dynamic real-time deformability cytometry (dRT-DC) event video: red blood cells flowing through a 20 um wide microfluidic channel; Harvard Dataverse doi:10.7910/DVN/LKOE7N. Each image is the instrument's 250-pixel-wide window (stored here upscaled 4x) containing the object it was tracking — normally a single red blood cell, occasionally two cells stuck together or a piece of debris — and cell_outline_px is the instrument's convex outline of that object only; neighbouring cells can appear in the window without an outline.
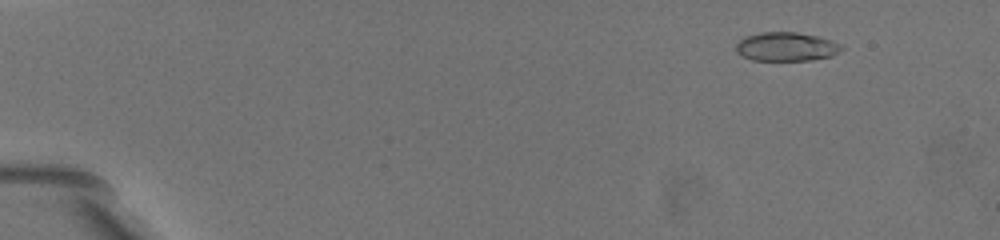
{"species": "common noctule bat (a hibernating species)", "species_latin": "Nyctalus noctula", "temperature_condition": "warm", "stored_images_in_passage": 39, "camera_frame_rate_fps": 3000, "um_per_image_px": 0.085, "animal": {"sex": "female", "body_mass_g": 19.5, "forearm_length_mm": 54.1}, "frame": {"image": 1, "passage_image": 6, "time_ms": 2.0, "image_size_px": [1000, 240], "cell_outline_px": [[844, 48], [832, 56], [808, 60], [752, 60], [740, 56], [736, 52], [736, 44], [740, 40], [748, 36], [760, 32], [796, 32], [816, 36], [844, 44]], "centroid_in_image_um": [66.84, 3.97], "position_along_channel_um": 18.2, "area_um2": 17.74}}
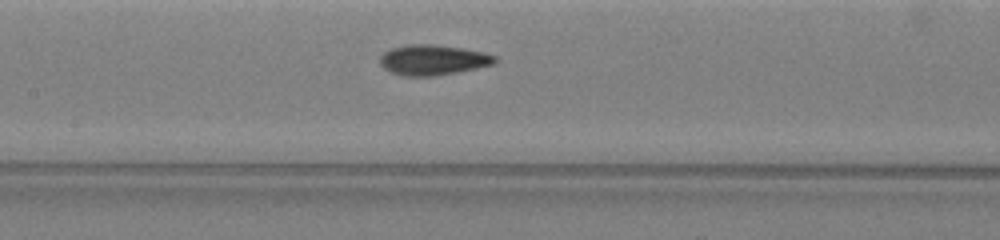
{"frame": {"image": 2, "passage_image": 22, "time_ms": 10.0, "image_size_px": [1000, 240], "cell_outline_px": [[496, 64], [436, 76], [404, 76], [392, 72], [384, 68], [380, 64], [380, 56], [384, 52], [392, 48], [408, 44], [436, 44], [484, 52], [496, 56]], "centroid_in_image_um": [36.8, 5.09], "position_along_channel_um": 170.6, "area_um2": 20.29}}
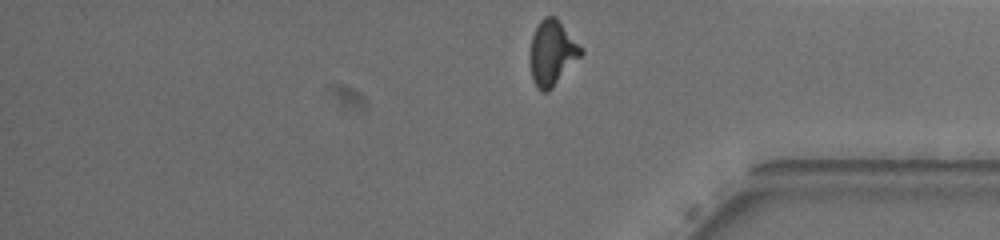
{"frame": {"image": 3, "passage_image": 39, "time_ms": 16.333, "image_size_px": [1000, 240], "cell_outline_px": [[584, 52], [552, 88], [548, 92], [540, 92], [536, 88], [532, 76], [528, 60], [532, 36], [540, 20], [544, 16], [556, 16], [584, 48]], "centroid_in_image_um": [46.92, 4.48], "position_along_channel_um": 388.3, "area_um2": 19.65}, "authors_computed_cell_mechanics": {"area_um2": 19.363, "velocity_mm_per_s": 3.588, "shape_relaxation_time_tau1_ms": 5.7197, "shape_relaxation_time_tau2_ms": 1.8248, "deformation_change_tau1": 0.1969, "deformation_change_tau2": 0.0862}}